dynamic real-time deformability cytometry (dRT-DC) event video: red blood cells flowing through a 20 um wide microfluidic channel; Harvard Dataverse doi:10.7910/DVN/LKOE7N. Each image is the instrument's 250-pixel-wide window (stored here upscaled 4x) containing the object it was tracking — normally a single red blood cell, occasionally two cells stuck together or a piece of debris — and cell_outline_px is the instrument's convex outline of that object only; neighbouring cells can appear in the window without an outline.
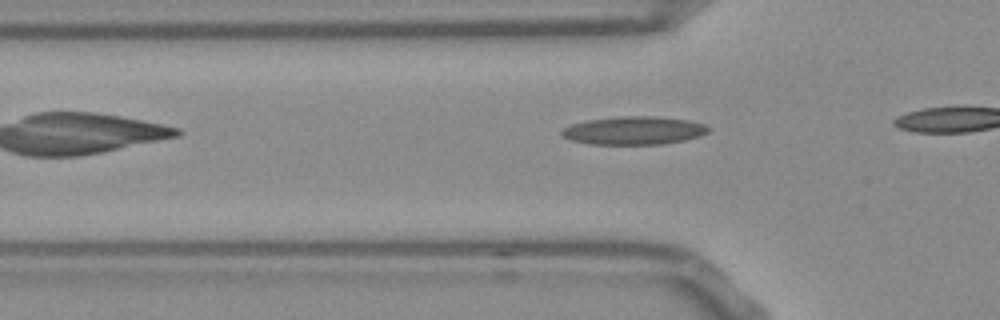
{"species": "Egyptian fruit bat (a non-hibernating species)", "species_latin": "Rousettus aegyptiacus", "temperature_condition": "room temperature", "stored_images_in_passage": 7, "camera_frame_rate_fps": 3000, "um_per_image_px": 0.085, "frame": {"image": 1, "passage_image": 2, "time_ms": 0.333, "image_size_px": [1000, 320], "cell_outline_px": [[712, 128], [708, 132], [684, 140], [660, 144], [588, 144], [572, 140], [560, 136], [560, 132], [564, 128], [572, 124], [588, 120], [620, 116], [656, 116], [688, 120], [704, 124]], "centroid_in_image_um": [53.86, 11.09], "position_along_channel_um": 71.9, "area_um2": 23.99}}
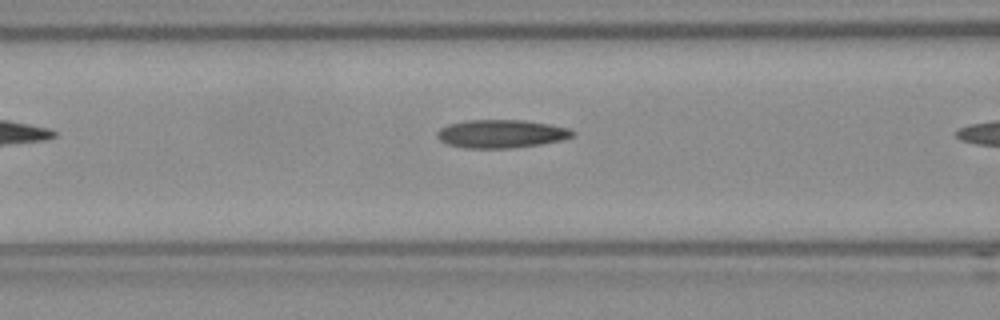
{"frame": {"image": 2, "passage_image": 6, "time_ms": 1.667, "image_size_px": [1000, 320], "cell_outline_px": [[576, 132], [572, 136], [564, 140], [540, 144], [512, 148], [464, 148], [448, 144], [440, 140], [436, 136], [436, 132], [440, 128], [448, 124], [464, 120], [524, 120], [548, 124], [568, 128]], "centroid_in_image_um": [42.58, 11.37], "position_along_channel_um": 124.0, "area_um2": 22.37}}